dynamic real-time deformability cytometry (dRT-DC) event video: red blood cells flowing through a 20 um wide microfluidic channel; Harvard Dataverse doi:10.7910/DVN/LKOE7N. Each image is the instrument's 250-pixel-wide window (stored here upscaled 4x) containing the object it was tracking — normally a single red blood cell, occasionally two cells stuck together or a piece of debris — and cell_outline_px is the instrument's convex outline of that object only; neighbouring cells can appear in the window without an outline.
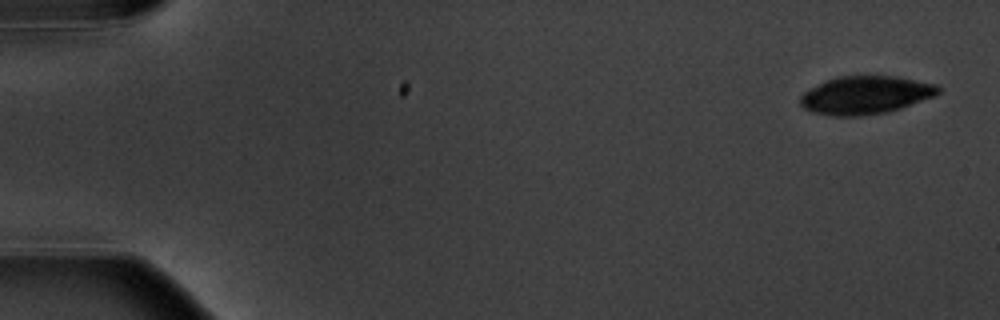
{"species": "common noctule bat (a hibernating species)", "species_latin": "Nyctalus noctula", "temperature_condition": "warm", "stored_images_in_passage": 6, "camera_frame_rate_fps": 3000, "um_per_image_px": 0.085, "animal": {"sex": "male", "body_mass_g": 20.1, "forearm_length_mm": 53.5}, "frame": {"image": 1, "passage_image": 1, "time_ms": 0.0, "image_size_px": [1000, 320], "cell_outline_px": [[940, 92], [936, 96], [888, 112], [860, 116], [832, 116], [812, 112], [804, 108], [800, 104], [800, 96], [808, 88], [836, 76], [896, 76], [936, 84], [940, 88]], "centroid_in_image_um": [73.56, 8.08], "position_along_channel_um": 11.4, "area_um2": 30.75}}